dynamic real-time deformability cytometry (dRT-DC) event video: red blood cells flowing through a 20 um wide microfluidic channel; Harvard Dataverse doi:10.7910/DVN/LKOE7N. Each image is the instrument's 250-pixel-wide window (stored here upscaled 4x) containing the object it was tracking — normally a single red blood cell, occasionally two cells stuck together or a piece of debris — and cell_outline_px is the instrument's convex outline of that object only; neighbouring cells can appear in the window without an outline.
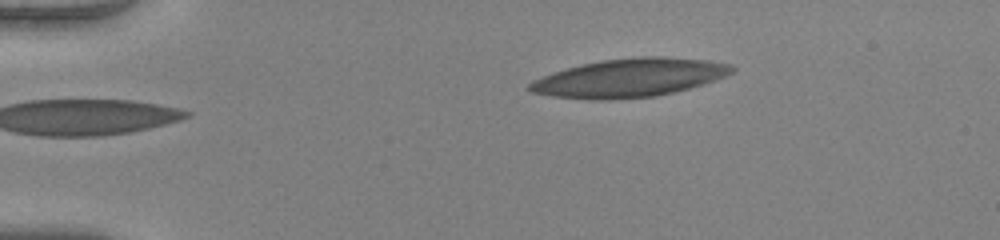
{"species": "human", "species_latin": "Homo sapiens", "temperature_condition": "warm", "stored_images_in_passage": 43, "camera_frame_rate_fps": 3000, "um_per_image_px": 0.085, "donor": {"sex": "female"}, "frame": {"image": 1, "passage_image": 2, "time_ms": 0.333, "image_size_px": [1000, 240], "cell_outline_px": [[736, 68], [732, 72], [724, 76], [704, 84], [656, 96], [608, 100], [588, 100], [552, 96], [532, 92], [524, 88], [532, 80], [552, 72], [580, 64], [604, 60], [640, 56], [660, 56], [708, 60], [732, 64]], "centroid_in_image_um": [53.46, 6.62], "position_along_channel_um": 31.5, "area_um2": 45.49}}
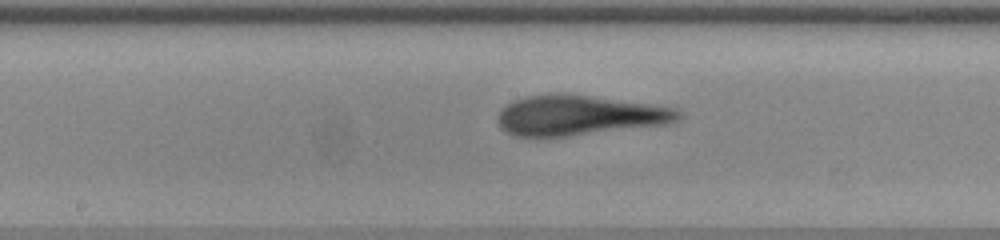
{"frame": {"image": 2, "passage_image": 20, "time_ms": 6.333, "image_size_px": [1000, 240], "cell_outline_px": [[680, 120], [668, 124], [568, 136], [512, 136], [500, 128], [496, 120], [500, 112], [508, 104], [516, 100], [528, 96], [584, 96], [648, 104], [676, 108], [680, 112]], "centroid_in_image_um": [49.24, 9.85], "position_along_channel_um": 199.0, "area_um2": 40.86}}
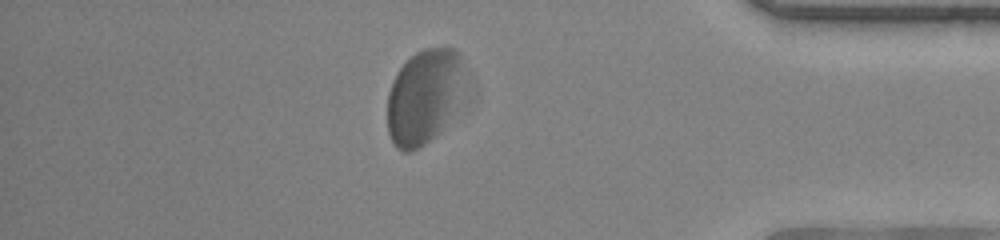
{"frame": {"image": 3, "passage_image": 37, "time_ms": 12.0, "image_size_px": [1000, 240], "cell_outline_px": [[480, 96], [468, 112], [424, 144], [412, 152], [404, 152], [396, 148], [388, 132], [388, 92], [392, 80], [396, 72], [416, 52], [424, 48], [452, 48], [460, 56], [472, 76], [476, 84]], "centroid_in_image_um": [36.43, 8.23], "position_along_channel_um": 398.8, "area_um2": 48.21}, "authors_computed_cell_mechanics": {"area_um2": 44.2748, "velocity_mm_per_s": 3.9762, "shape_relaxation_time_tau1_ms": 2.511, "shape_relaxation_time_tau2_ms": 1.3491, "deformation_change_tau1": 0.111, "deformation_change_tau2": 0.1137}}